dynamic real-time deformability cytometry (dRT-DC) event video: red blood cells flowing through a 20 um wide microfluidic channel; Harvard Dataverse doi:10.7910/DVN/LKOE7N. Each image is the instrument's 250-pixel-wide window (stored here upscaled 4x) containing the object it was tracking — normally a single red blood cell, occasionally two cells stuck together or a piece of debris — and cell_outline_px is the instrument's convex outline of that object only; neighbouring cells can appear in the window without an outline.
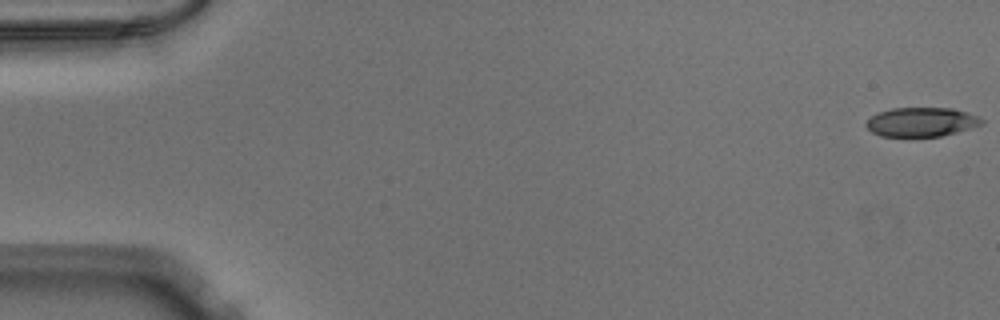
{"species": "Egyptian fruit bat (a non-hibernating species)", "species_latin": "Rousettus aegyptiacus", "temperature_condition": "warm", "stored_images_in_passage": 52, "camera_frame_rate_fps": 3000, "um_per_image_px": 0.085, "animal": {"sex": "male"}, "frame": {"image": 1, "passage_image": 1, "time_ms": 0.0, "image_size_px": [1000, 320], "cell_outline_px": [[984, 124], [956, 132], [940, 136], [880, 136], [872, 132], [864, 124], [876, 112], [892, 108], [952, 108], [968, 112], [980, 116], [984, 120]], "centroid_in_image_um": [78.34, 10.36], "position_along_channel_um": 6.7, "area_um2": 19.71}}
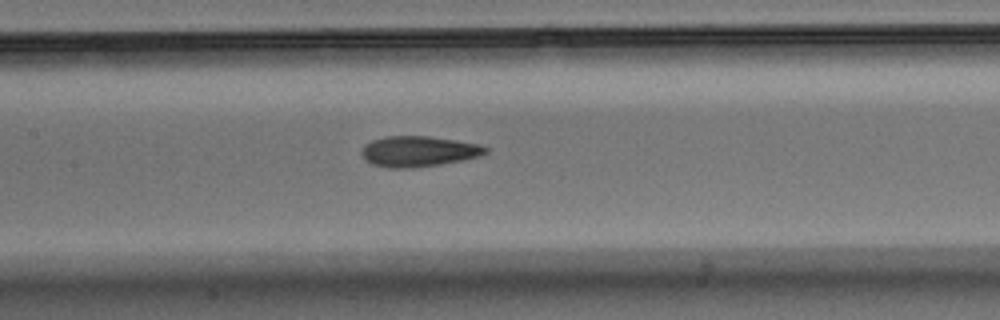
{"frame": {"image": 2, "passage_image": 25, "time_ms": 8.0, "image_size_px": [1000, 320], "cell_outline_px": [[488, 152], [480, 156], [464, 160], [440, 164], [412, 168], [388, 168], [372, 164], [364, 160], [360, 152], [364, 144], [372, 140], [388, 136], [428, 136], [480, 144], [488, 148]], "centroid_in_image_um": [35.55, 12.87], "position_along_channel_um": 171.8, "area_um2": 22.25}}
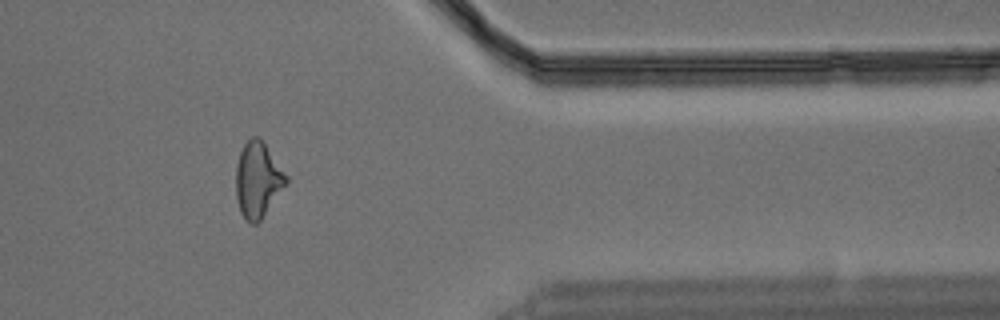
{"frame": {"image": 3, "passage_image": 43, "time_ms": 14.0, "image_size_px": [1000, 320], "cell_outline_px": [[288, 180], [260, 220], [256, 224], [252, 224], [240, 212], [236, 196], [236, 164], [240, 152], [244, 144], [252, 136], [260, 136], [288, 176]], "centroid_in_image_um": [21.9, 15.23], "position_along_channel_um": 389.5, "area_um2": 21.79}}